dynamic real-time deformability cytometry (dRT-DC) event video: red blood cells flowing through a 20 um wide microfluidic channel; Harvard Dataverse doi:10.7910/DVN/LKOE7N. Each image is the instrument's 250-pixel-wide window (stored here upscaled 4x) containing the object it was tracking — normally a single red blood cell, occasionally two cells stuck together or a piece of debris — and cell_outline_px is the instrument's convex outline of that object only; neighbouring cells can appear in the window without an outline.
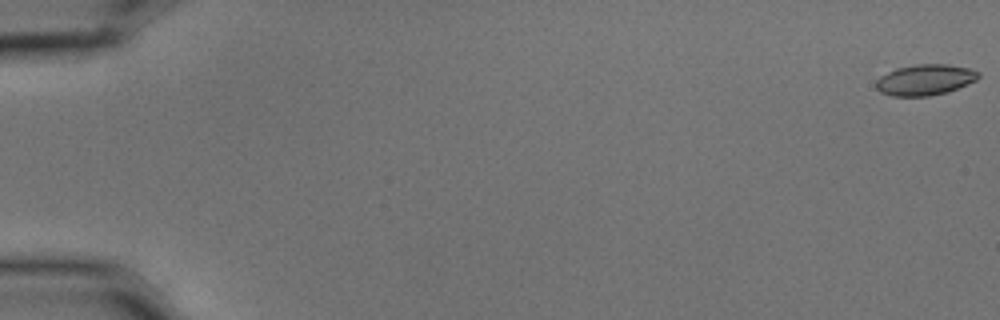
{"species": "common noctule bat (a hibernating species)", "species_latin": "Nyctalus noctula", "temperature_condition": "cold", "stored_images_in_passage": 6, "camera_frame_rate_fps": 3000, "um_per_image_px": 0.085, "animal": {"sex": "male", "body_mass_g": 15.6}, "frame": {"image": 1, "passage_image": 1, "time_ms": 0.0, "image_size_px": [1000, 320], "cell_outline_px": [[980, 76], [976, 80], [968, 84], [948, 92], [928, 96], [892, 96], [880, 92], [876, 88], [876, 80], [880, 76], [896, 68], [916, 64], [948, 64], [968, 68], [980, 72]], "centroid_in_image_um": [78.63, 6.78], "position_along_channel_um": 6.4, "area_um2": 18.5}}
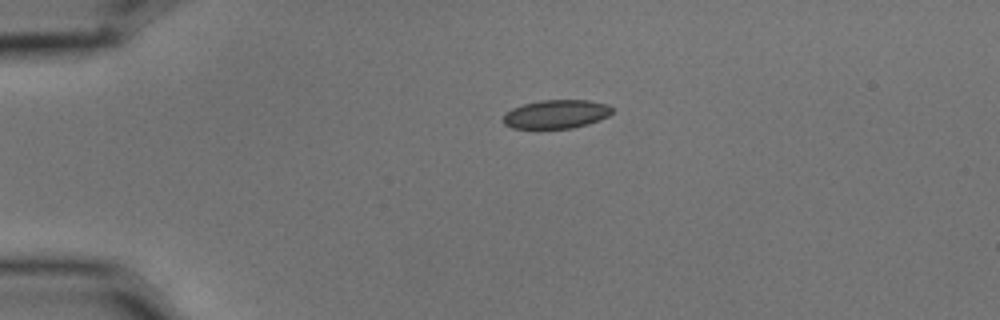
{"frame": {"image": 2, "passage_image": 4, "time_ms": 1.0, "image_size_px": [1000, 320], "cell_outline_px": [[612, 112], [608, 116], [588, 124], [572, 128], [512, 128], [504, 124], [504, 112], [512, 108], [524, 104], [540, 100], [588, 100], [608, 104], [612, 108]], "centroid_in_image_um": [47.27, 9.69], "position_along_channel_um": 37.7, "area_um2": 18.15}}